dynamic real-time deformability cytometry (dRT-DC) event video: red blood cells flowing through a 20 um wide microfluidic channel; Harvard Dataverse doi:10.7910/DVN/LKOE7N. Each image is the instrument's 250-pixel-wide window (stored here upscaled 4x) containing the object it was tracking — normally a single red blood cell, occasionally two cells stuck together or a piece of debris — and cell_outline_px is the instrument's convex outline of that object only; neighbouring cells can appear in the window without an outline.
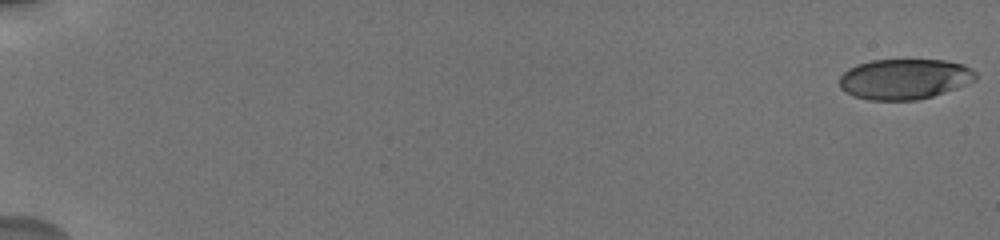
{"species": "human", "species_latin": "Homo sapiens", "temperature_condition": "cold", "stored_images_in_passage": 23, "camera_frame_rate_fps": 3000, "um_per_image_px": 0.085, "donor": {"sex": "male"}, "frame": {"image": 1, "passage_image": 1, "time_ms": 0.0, "image_size_px": [1000, 240], "cell_outline_px": [[976, 80], [956, 88], [932, 96], [916, 100], [868, 100], [844, 92], [840, 88], [840, 76], [848, 68], [856, 64], [872, 60], [944, 60], [964, 64], [972, 68], [976, 72]], "centroid_in_image_um": [76.88, 6.71], "position_along_channel_um": 8.1, "area_um2": 32.19}}
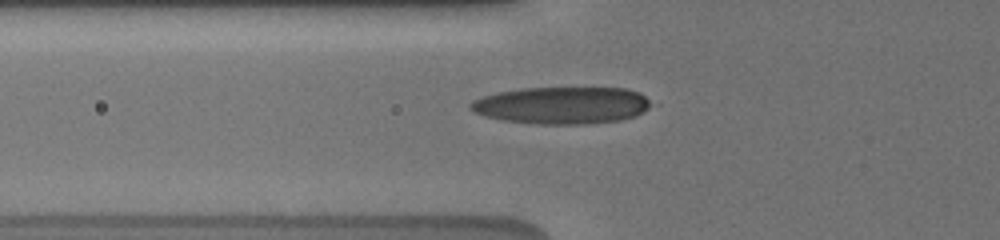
{"frame": {"image": 2, "passage_image": 15, "time_ms": 7.333, "image_size_px": [1000, 240], "cell_outline_px": [[660, 104], [636, 116], [620, 120], [584, 124], [536, 124], [504, 120], [484, 116], [472, 112], [468, 108], [468, 104], [472, 100], [496, 92], [520, 88], [628, 88], [640, 92]], "centroid_in_image_um": [47.84, 8.94], "position_along_channel_um": 78.0, "area_um2": 39.94}}
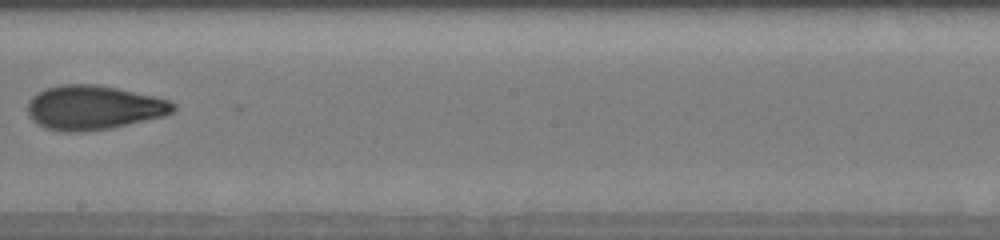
{"frame": {"image": 3, "passage_image": 23, "time_ms": 11.667, "image_size_px": [1000, 240], "cell_outline_px": [[176, 108], [172, 112], [164, 116], [112, 128], [84, 132], [60, 132], [44, 128], [36, 124], [28, 116], [28, 100], [36, 92], [44, 88], [60, 84], [96, 84], [156, 96], [168, 100], [176, 104]], "centroid_in_image_um": [7.91, 9.15], "position_along_channel_um": 240.3, "area_um2": 38.09}}